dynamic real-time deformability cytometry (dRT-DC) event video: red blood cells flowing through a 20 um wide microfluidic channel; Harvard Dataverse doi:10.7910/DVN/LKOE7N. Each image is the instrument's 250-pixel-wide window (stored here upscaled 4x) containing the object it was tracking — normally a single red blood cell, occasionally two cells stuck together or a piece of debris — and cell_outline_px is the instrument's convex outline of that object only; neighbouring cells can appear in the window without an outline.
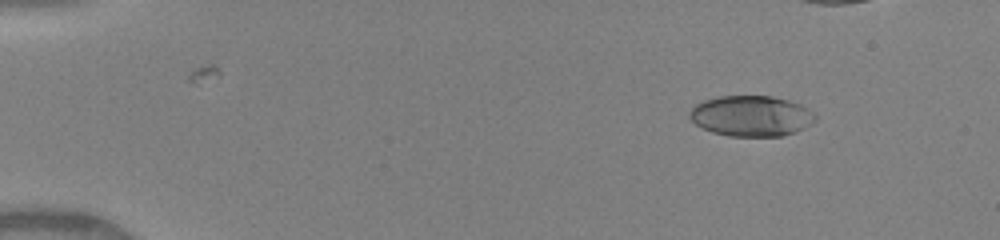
{"species": "human", "species_latin": "Homo sapiens", "temperature_condition": "warm", "stored_images_in_passage": 17, "segment_of_instrument_passage": [1, 2], "camera_frame_rate_fps": 3000, "um_per_image_px": 0.085, "donor": {"sex": "female"}, "frame": {"image": 1, "passage_image": 5, "time_ms": 1.667, "image_size_px": [1000, 240], "cell_outline_px": [[816, 120], [804, 128], [780, 136], [728, 136], [712, 132], [696, 124], [688, 116], [688, 112], [696, 104], [704, 100], [720, 96], [772, 96], [788, 100], [800, 104], [812, 112], [816, 116]], "centroid_in_image_um": [63.83, 9.85], "position_along_channel_um": 21.2, "area_um2": 29.59}}
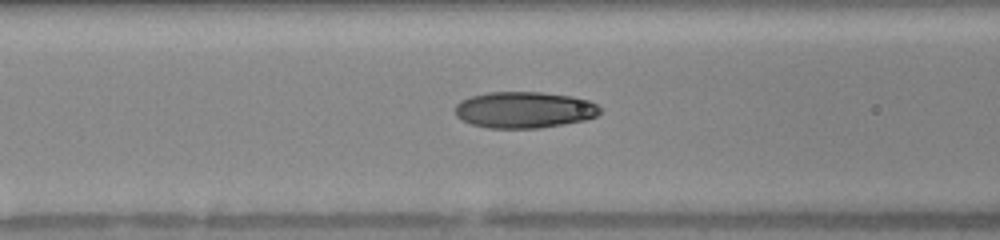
{"frame": {"image": 2, "passage_image": 16, "time_ms": 6.667, "image_size_px": [1000, 240], "cell_outline_px": [[600, 112], [596, 116], [584, 120], [540, 128], [488, 128], [472, 124], [456, 116], [456, 104], [460, 100], [472, 96], [488, 92], [540, 92], [572, 96], [588, 100], [596, 104], [600, 108]], "centroid_in_image_um": [44.56, 9.33], "position_along_channel_um": 122.0, "area_um2": 30.58}}